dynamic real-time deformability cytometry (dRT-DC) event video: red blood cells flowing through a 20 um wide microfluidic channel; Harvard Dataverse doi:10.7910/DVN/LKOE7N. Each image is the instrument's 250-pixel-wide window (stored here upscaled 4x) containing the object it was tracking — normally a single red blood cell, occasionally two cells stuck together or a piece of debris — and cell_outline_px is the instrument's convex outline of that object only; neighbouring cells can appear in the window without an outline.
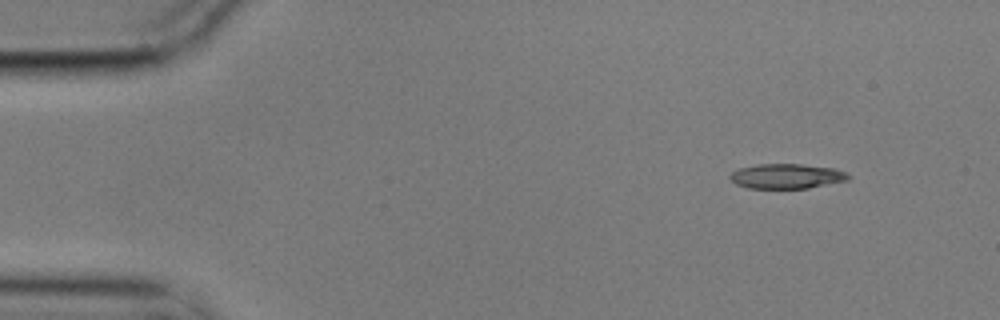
{"species": "common noctule bat (a hibernating species)", "species_latin": "Nyctalus noctula", "temperature_condition": "cold", "stored_images_in_passage": 3, "camera_frame_rate_fps": 3000, "um_per_image_px": 0.085, "animal": {"sex": "male", "body_mass_g": 17.9}, "frame": {"image": 1, "passage_image": 1, "time_ms": 0.0, "image_size_px": [1000, 320], "cell_outline_px": [[852, 176], [848, 180], [808, 188], [748, 188], [736, 184], [728, 176], [732, 172], [740, 168], [756, 164], [800, 164], [832, 168], [848, 172]], "centroid_in_image_um": [66.88, 14.97], "position_along_channel_um": 18.1, "area_um2": 17.11}}